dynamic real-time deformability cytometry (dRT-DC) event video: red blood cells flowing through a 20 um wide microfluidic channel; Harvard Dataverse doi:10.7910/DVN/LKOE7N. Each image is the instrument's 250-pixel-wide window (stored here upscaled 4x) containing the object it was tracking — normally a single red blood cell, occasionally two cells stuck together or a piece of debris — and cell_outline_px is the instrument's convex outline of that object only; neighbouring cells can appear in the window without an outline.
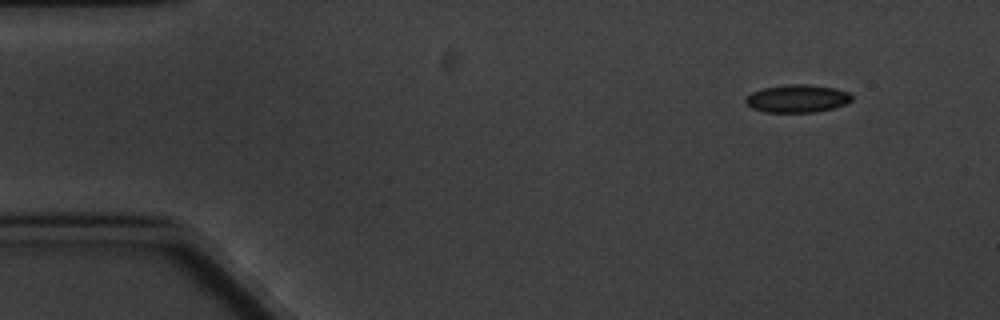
{"species": "common noctule bat (a hibernating species)", "species_latin": "Nyctalus noctula", "temperature_condition": "cold", "stored_images_in_passage": 4, "camera_frame_rate_fps": 3000, "um_per_image_px": 0.085, "animal": {"sex": "male", "body_mass_g": 20.1, "forearm_length_mm": 53.5}, "frame": {"image": 1, "passage_image": 1, "time_ms": 0.0, "image_size_px": [1000, 320], "cell_outline_px": [[852, 100], [844, 104], [832, 108], [816, 112], [764, 112], [752, 108], [744, 100], [752, 92], [764, 88], [788, 84], [808, 84], [836, 88], [848, 92], [852, 96]], "centroid_in_image_um": [67.78, 8.37], "position_along_channel_um": 17.2, "area_um2": 17.11}}
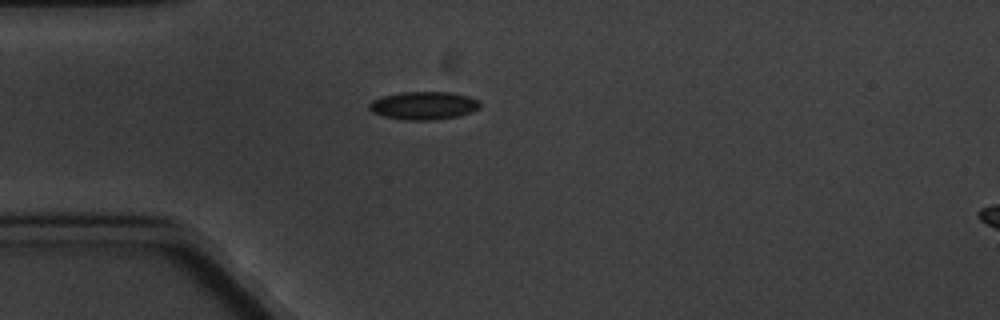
{"frame": {"image": 2, "passage_image": 4, "time_ms": 3.333, "image_size_px": [1000, 320], "cell_outline_px": [[480, 108], [472, 112], [460, 116], [432, 120], [404, 120], [384, 116], [372, 112], [368, 108], [368, 104], [372, 100], [384, 96], [400, 92], [452, 92], [468, 96], [480, 100]], "centroid_in_image_um": [36.04, 8.97], "position_along_channel_um": 49.0, "area_um2": 18.26}}